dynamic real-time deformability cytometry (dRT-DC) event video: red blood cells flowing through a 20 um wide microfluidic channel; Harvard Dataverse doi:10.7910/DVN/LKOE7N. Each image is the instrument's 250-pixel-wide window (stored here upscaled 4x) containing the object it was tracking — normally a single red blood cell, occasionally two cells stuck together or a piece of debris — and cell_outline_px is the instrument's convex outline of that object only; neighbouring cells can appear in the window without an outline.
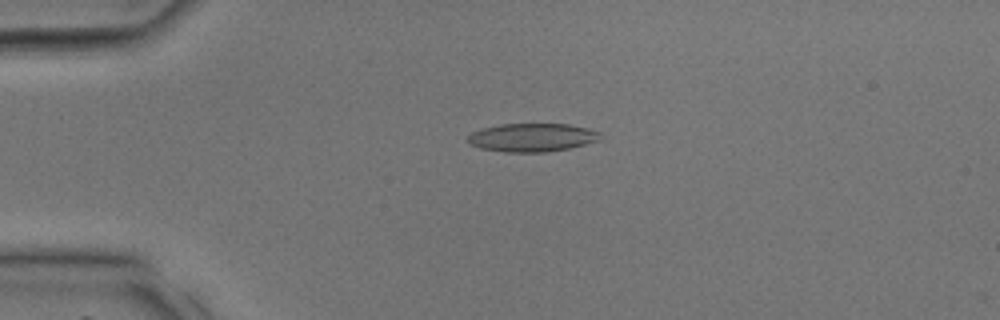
{"species": "common noctule bat (a hibernating species)", "species_latin": "Nyctalus noctula", "temperature_condition": "room temperature", "stored_images_in_passage": 29, "camera_frame_rate_fps": 3000, "um_per_image_px": 0.085, "animal": {"sex": "male", "body_mass_g": 17.9, "forearm_length_mm": 54.2}, "frame": {"image": 1, "passage_image": 1, "time_ms": 0.0, "image_size_px": [1000, 320], "cell_outline_px": [[600, 140], [568, 148], [548, 152], [504, 152], [480, 148], [468, 144], [468, 136], [472, 132], [484, 128], [500, 124], [568, 124], [588, 128], [600, 132]], "centroid_in_image_um": [45.22, 11.69], "position_along_channel_um": 39.8, "area_um2": 21.85}}
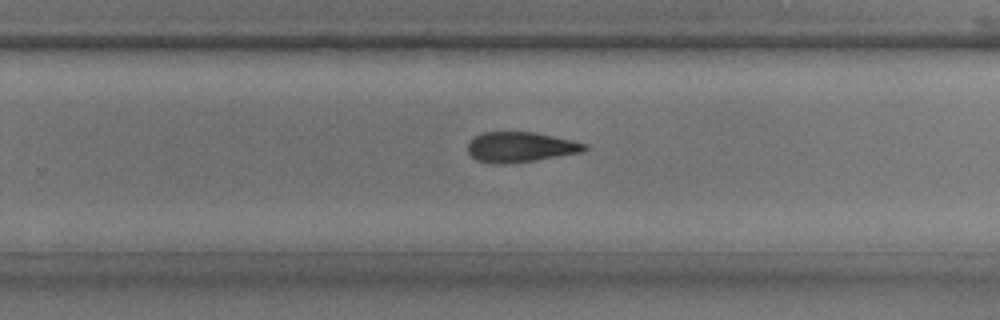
{"frame": {"image": 2, "passage_image": 16, "time_ms": 5.0, "image_size_px": [1000, 320], "cell_outline_px": [[588, 148], [584, 152], [536, 160], [504, 164], [488, 164], [476, 160], [468, 152], [468, 144], [476, 136], [484, 132], [536, 132], [588, 144]], "centroid_in_image_um": [44.25, 12.51], "position_along_channel_um": 285.5, "area_um2": 20.63}}
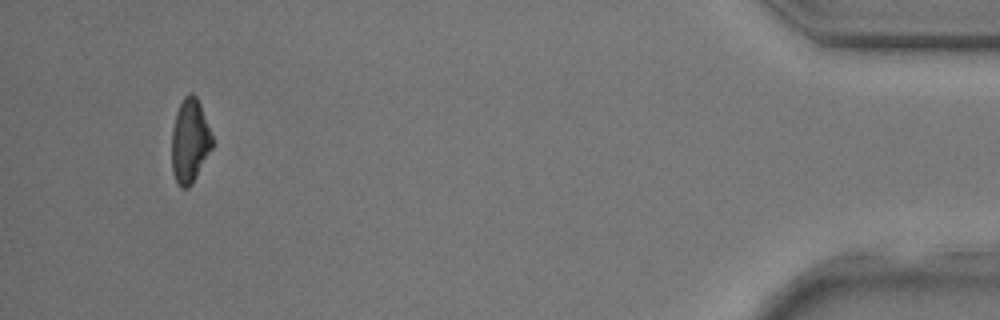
{"frame": {"image": 3, "passage_image": 27, "time_ms": 8.667, "image_size_px": [1000, 320], "cell_outline_px": [[212, 148], [192, 184], [188, 188], [180, 188], [176, 184], [172, 172], [172, 128], [176, 112], [184, 96], [188, 92], [192, 92], [196, 96], [200, 104], [212, 136]], "centroid_in_image_um": [16.11, 12.0], "position_along_channel_um": 419.1, "area_um2": 19.88}}